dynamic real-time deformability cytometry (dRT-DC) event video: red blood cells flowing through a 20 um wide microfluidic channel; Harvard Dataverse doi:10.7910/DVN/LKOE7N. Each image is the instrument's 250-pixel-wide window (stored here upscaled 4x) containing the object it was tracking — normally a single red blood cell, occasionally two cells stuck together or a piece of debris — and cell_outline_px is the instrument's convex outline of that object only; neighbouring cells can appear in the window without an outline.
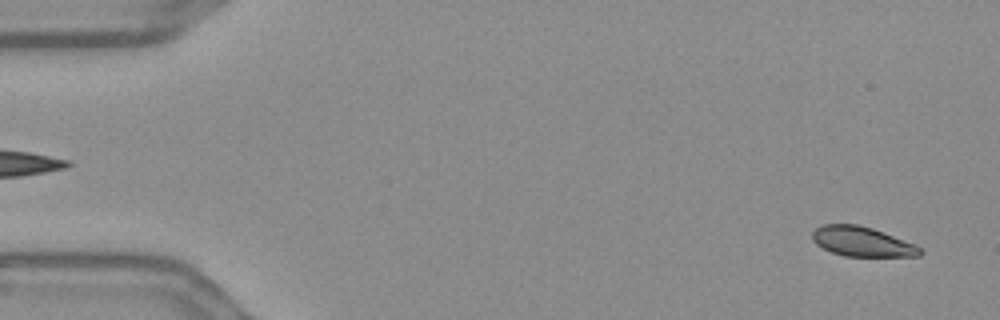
{"species": "Egyptian fruit bat (a non-hibernating species)", "species_latin": "Rousettus aegyptiacus", "temperature_condition": "warm", "stored_images_in_passage": 55, "camera_frame_rate_fps": 3000, "um_per_image_px": 0.085, "frame": {"image": 1, "passage_image": 2, "time_ms": 0.333, "image_size_px": [1000, 320], "cell_outline_px": [[924, 252], [920, 256], [844, 256], [832, 252], [816, 244], [812, 240], [812, 232], [820, 224], [856, 224], [872, 228], [916, 244]], "centroid_in_image_um": [73.27, 20.53], "position_along_channel_um": 11.7, "area_um2": 18.67}}
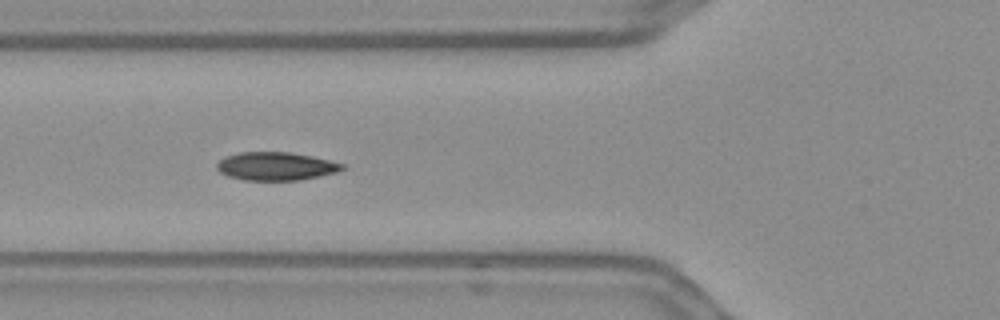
{"frame": {"image": 2, "passage_image": 20, "time_ms": 6.333, "image_size_px": [1000, 320], "cell_outline_px": [[348, 168], [336, 172], [320, 176], [300, 180], [244, 180], [228, 176], [220, 172], [216, 168], [216, 164], [224, 156], [240, 152], [288, 152], [312, 156], [344, 164]], "centroid_in_image_um": [23.45, 14.13], "position_along_channel_um": 102.3, "area_um2": 20.69}}
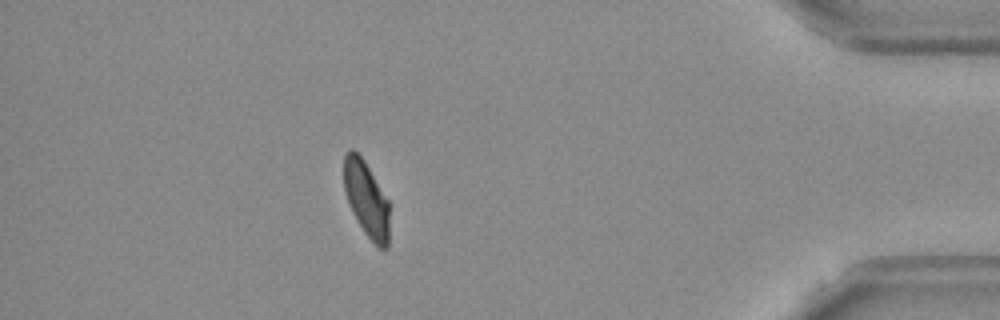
{"frame": {"image": 3, "passage_image": 49, "time_ms": 16.0, "image_size_px": [1000, 320], "cell_outline_px": [[388, 248], [380, 248], [364, 232], [352, 212], [344, 192], [344, 152], [348, 148], [352, 148], [364, 160], [388, 200]], "centroid_in_image_um": [31.11, 16.87], "position_along_channel_um": 404.1, "area_um2": 19.83}, "authors_computed_cell_mechanics": {"area_um2": 20.519, "velocity_mm_per_s": 3.6073, "shape_relaxation_time_tau1_ms": 3.4603, "shape_relaxation_time_tau2_ms": 2.1002, "deformation_change_tau1": 0.1284, "deformation_change_tau2": 0.0455}}